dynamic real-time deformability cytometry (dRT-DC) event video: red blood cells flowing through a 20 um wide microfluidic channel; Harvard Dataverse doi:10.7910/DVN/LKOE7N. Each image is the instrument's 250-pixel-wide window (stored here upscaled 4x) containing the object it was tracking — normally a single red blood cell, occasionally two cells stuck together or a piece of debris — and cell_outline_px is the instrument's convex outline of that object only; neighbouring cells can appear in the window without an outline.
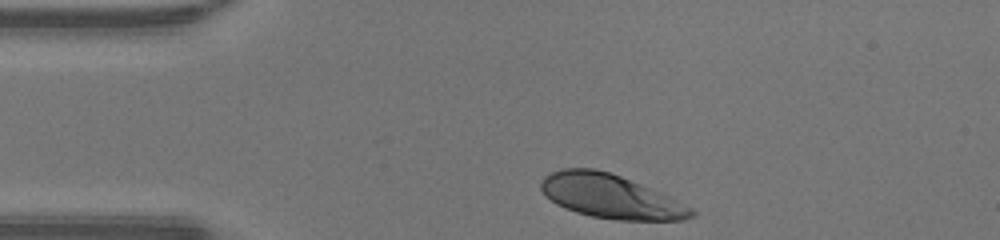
{"species": "human", "species_latin": "Homo sapiens", "temperature_condition": "warm", "stored_images_in_passage": 29, "camera_frame_rate_fps": 3000, "um_per_image_px": 0.085, "donor": {"sex": "male"}, "frame": {"image": 1, "passage_image": 1, "time_ms": 0.0, "image_size_px": [1000, 240], "cell_outline_px": [[696, 212], [692, 216], [684, 220], [616, 220], [592, 216], [576, 212], [556, 204], [540, 188], [540, 184], [544, 176], [552, 172], [564, 168], [592, 168], [608, 172], [620, 176], [640, 184], [668, 196], [692, 208]], "centroid_in_image_um": [51.89, 16.7], "position_along_channel_um": 33.1, "area_um2": 37.86}}
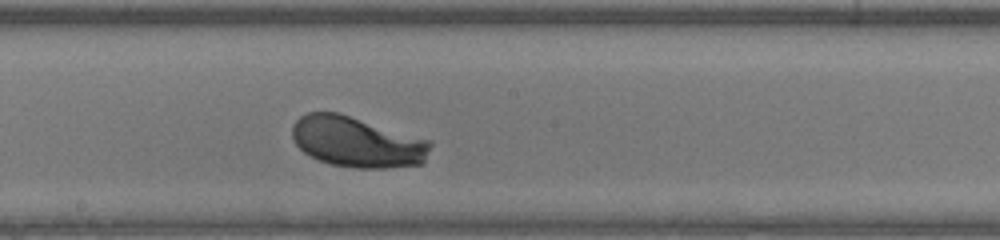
{"frame": {"image": 2, "passage_image": 17, "time_ms": 5.333, "image_size_px": [1000, 240], "cell_outline_px": [[432, 144], [424, 164], [388, 168], [356, 168], [332, 164], [320, 160], [304, 152], [296, 144], [292, 136], [292, 128], [296, 120], [300, 116], [308, 112], [340, 112], [432, 140]], "centroid_in_image_um": [30.4, 12.05], "position_along_channel_um": 217.8, "area_um2": 41.15}}
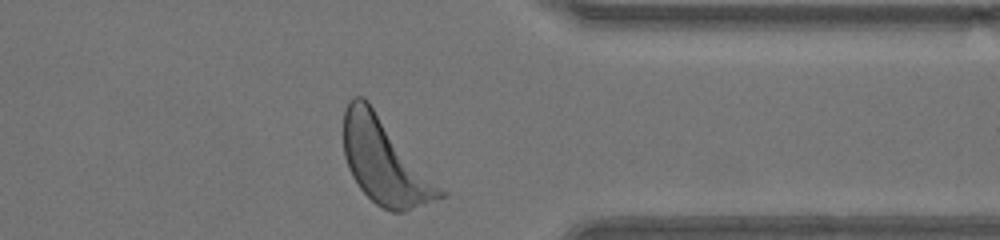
{"frame": {"image": 3, "passage_image": 29, "time_ms": 9.333, "image_size_px": [1000, 240], "cell_outline_px": [[448, 196], [404, 212], [392, 212], [376, 204], [360, 188], [352, 176], [348, 168], [344, 156], [344, 108], [348, 100], [352, 96], [364, 96], [368, 100], [448, 192]], "centroid_in_image_um": [32.75, 13.7], "position_along_channel_um": 378.7, "area_um2": 48.73}, "authors_computed_cell_mechanics": {"area_um2": 40.6334, "velocity_mm_per_s": 4.2706, "shape_relaxation_time_tau1_ms": 1.5534, "shape_relaxation_time_tau2_ms": 8.8099, "deformation_change_tau1": 0.1516, "deformation_change_tau2": 0.3122}}